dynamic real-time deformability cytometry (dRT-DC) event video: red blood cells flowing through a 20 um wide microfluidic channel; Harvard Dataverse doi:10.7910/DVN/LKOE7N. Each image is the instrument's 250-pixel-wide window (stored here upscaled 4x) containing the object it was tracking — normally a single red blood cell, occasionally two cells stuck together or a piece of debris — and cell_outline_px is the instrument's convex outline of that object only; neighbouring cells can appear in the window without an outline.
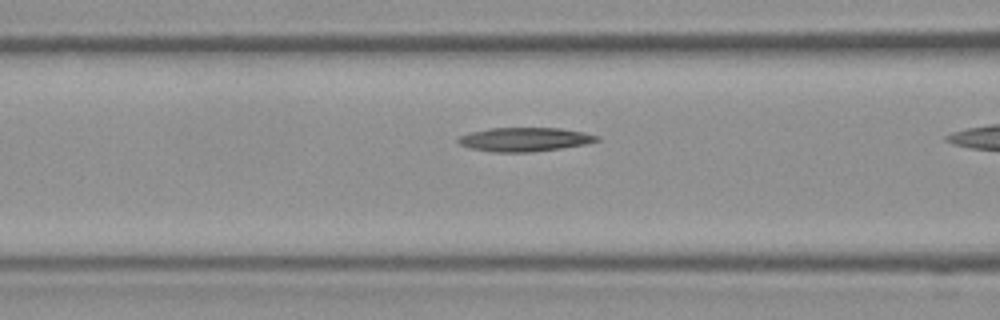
{"species": "Egyptian fruit bat (a non-hibernating species)", "species_latin": "Rousettus aegyptiacus", "temperature_condition": "room temperature", "stored_images_in_passage": 18, "camera_frame_rate_fps": 3000, "um_per_image_px": 0.085, "frame": {"image": 1, "passage_image": 13, "time_ms": 4.0, "image_size_px": [1000, 320], "cell_outline_px": [[600, 140], [584, 144], [560, 148], [528, 152], [492, 152], [468, 148], [460, 144], [456, 140], [460, 136], [472, 132], [488, 128], [560, 128], [584, 132], [600, 136]], "centroid_in_image_um": [44.58, 11.85], "position_along_channel_um": 122.0, "area_um2": 19.25}}